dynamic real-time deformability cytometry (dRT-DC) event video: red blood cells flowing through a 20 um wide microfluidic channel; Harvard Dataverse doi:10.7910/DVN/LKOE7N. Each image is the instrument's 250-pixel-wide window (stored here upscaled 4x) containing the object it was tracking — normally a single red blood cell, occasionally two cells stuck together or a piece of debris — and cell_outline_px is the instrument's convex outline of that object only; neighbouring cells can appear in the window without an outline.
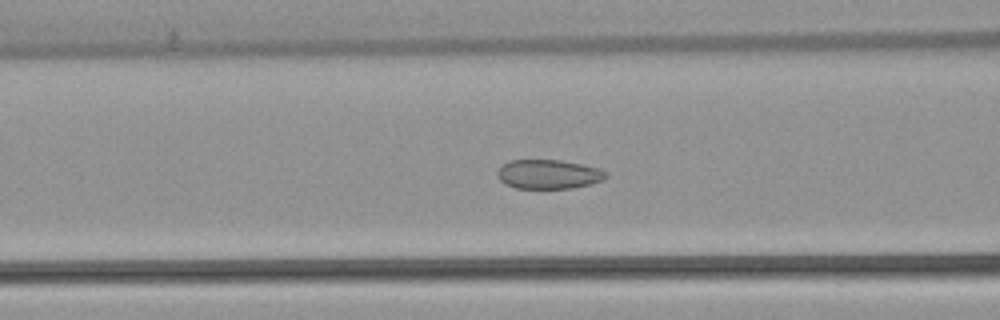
{"species": "common noctule bat (a hibernating species)", "species_latin": "Nyctalus noctula", "temperature_condition": "warm", "stored_images_in_passage": 54, "camera_frame_rate_fps": 3000, "um_per_image_px": 0.085, "animal": {"sex": "female", "body_mass_g": 22.7, "forearm_length_mm": 54.2}, "frame": {"image": 1, "passage_image": 22, "time_ms": 7.0, "image_size_px": [1000, 320], "cell_outline_px": [[608, 176], [604, 180], [572, 188], [516, 188], [504, 184], [496, 176], [496, 172], [500, 164], [508, 160], [560, 160], [600, 168], [608, 172]], "centroid_in_image_um": [46.58, 14.8], "position_along_channel_um": 120.0, "area_um2": 18.73}}
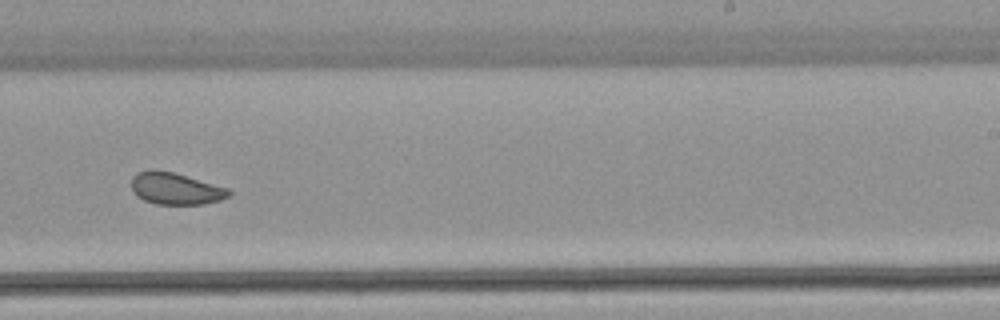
{"frame": {"image": 2, "passage_image": 34, "time_ms": 11.0, "image_size_px": [1000, 320], "cell_outline_px": [[232, 192], [228, 196], [220, 200], [204, 204], [156, 204], [144, 200], [136, 196], [132, 192], [132, 176], [136, 172], [152, 168], [172, 172], [228, 188]], "centroid_in_image_um": [14.87, 16.02], "position_along_channel_um": 274.1, "area_um2": 18.15}}
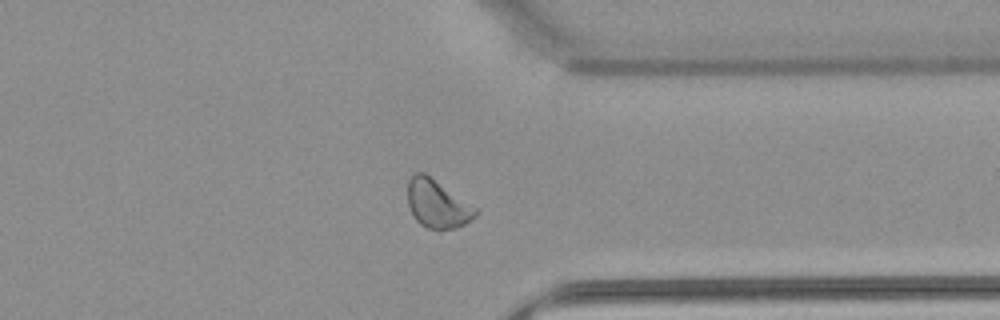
{"frame": {"image": 3, "passage_image": 42, "time_ms": 13.667, "image_size_px": [1000, 320], "cell_outline_px": [[480, 212], [476, 216], [464, 224], [456, 228], [428, 228], [420, 224], [416, 220], [408, 204], [408, 180], [416, 172], [424, 172], [480, 208]], "centroid_in_image_um": [37.23, 17.31], "position_along_channel_um": 374.2, "area_um2": 19.19}, "authors_computed_cell_mechanics": {"area_um2": 20.3167, "velocity_mm_per_s": 3.8604, "shape_relaxation_time_tau1_ms": null, "shape_relaxation_time_tau2_ms": 1.544, "deformation_change_tau1": null, "deformation_change_tau2": 0.0505}}